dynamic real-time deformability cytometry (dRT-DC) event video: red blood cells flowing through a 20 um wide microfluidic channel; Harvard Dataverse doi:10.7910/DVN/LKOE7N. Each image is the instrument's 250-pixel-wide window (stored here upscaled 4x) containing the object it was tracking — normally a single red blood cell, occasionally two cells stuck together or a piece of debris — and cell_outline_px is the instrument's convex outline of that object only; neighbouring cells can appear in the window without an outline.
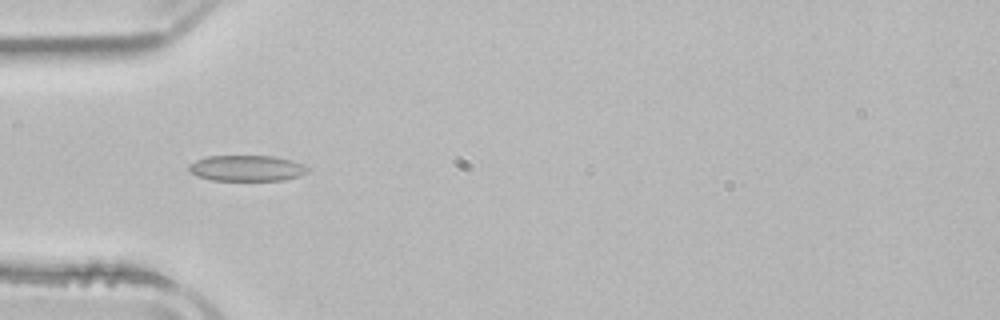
{"species": "common noctule bat (a hibernating species)", "species_latin": "Nyctalus noctula", "temperature_condition": "room temperature", "stored_images_in_passage": 41, "camera_frame_rate_fps": 3000, "um_per_image_px": 0.085, "animal": {"sex": "male", "body_mass_g": 21.5, "forearm_length_mm": 52.0}, "frame": {"image": 1, "passage_image": 5, "time_ms": 1.333, "image_size_px": [1000, 320], "cell_outline_px": [[308, 172], [300, 176], [284, 180], [212, 180], [196, 176], [188, 172], [188, 164], [196, 160], [208, 156], [272, 156], [292, 160], [304, 164], [308, 168]], "centroid_in_image_um": [20.96, 14.3], "position_along_channel_um": 64.0, "area_um2": 18.03}}
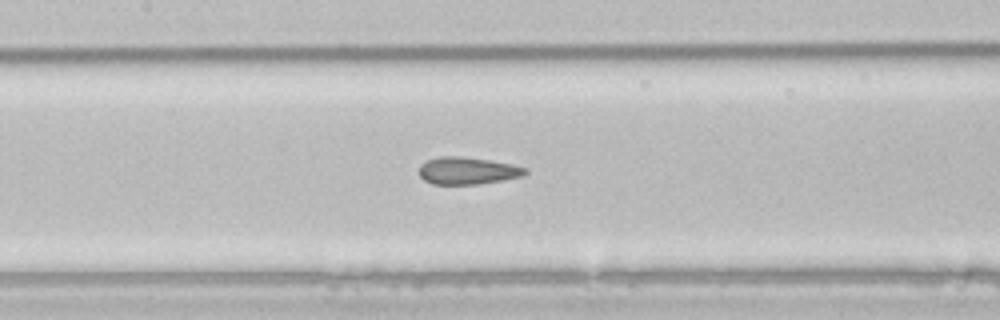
{"frame": {"image": 2, "passage_image": 13, "time_ms": 4.0, "image_size_px": [1000, 320], "cell_outline_px": [[528, 172], [524, 176], [476, 184], [432, 184], [424, 180], [420, 176], [420, 164], [428, 160], [440, 156], [460, 156], [488, 160], [512, 164], [528, 168]], "centroid_in_image_um": [39.75, 14.51], "position_along_channel_um": 167.7, "area_um2": 16.76}}
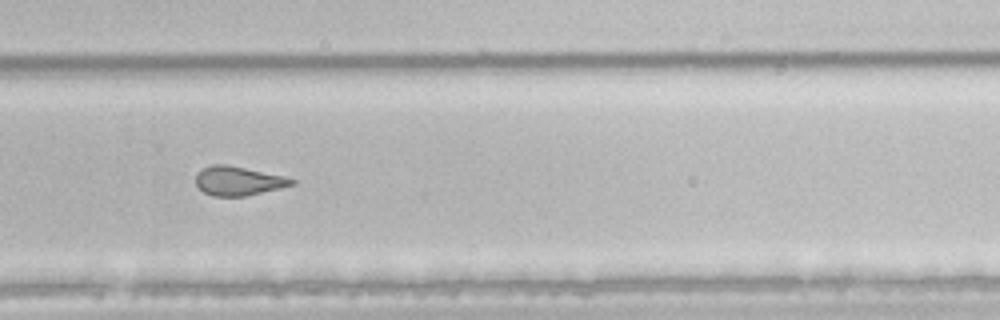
{"frame": {"image": 3, "passage_image": 24, "time_ms": 7.667, "image_size_px": [1000, 320], "cell_outline_px": [[296, 184], [248, 196], [212, 196], [204, 192], [196, 184], [196, 172], [212, 164], [228, 164], [284, 176], [296, 180]], "centroid_in_image_um": [20.26, 15.37], "position_along_channel_um": 309.5, "area_um2": 16.36}, "authors_computed_cell_mechanics": {"area_um2": 17.5712, "velocity_mm_per_s": 3.8872, "shape_relaxation_time_tau1_ms": null, "shape_relaxation_time_tau2_ms": 1.8632, "deformation_change_tau1": null, "deformation_change_tau2": 0.081}}